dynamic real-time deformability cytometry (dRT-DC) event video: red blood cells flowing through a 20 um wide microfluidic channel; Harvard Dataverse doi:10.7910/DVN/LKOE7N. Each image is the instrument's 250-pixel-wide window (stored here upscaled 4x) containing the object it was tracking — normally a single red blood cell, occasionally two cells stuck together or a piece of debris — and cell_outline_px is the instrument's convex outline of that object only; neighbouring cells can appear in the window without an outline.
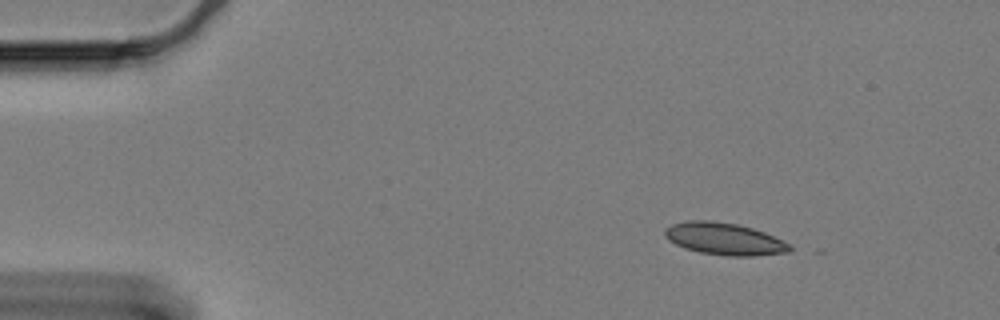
{"species": "Egyptian fruit bat (a non-hibernating species)", "species_latin": "Rousettus aegyptiacus", "temperature_condition": "cold", "stored_images_in_passage": 36, "camera_frame_rate_fps": 3000, "um_per_image_px": 0.085, "animal": {"sex": "female"}, "frame": {"image": 1, "passage_image": 1, "time_ms": 0.0, "image_size_px": [1000, 320], "cell_outline_px": [[792, 252], [752, 256], [728, 256], [700, 252], [684, 248], [668, 240], [664, 236], [664, 228], [672, 224], [688, 220], [712, 220], [736, 224], [752, 228], [764, 232], [788, 244], [792, 248]], "centroid_in_image_um": [61.53, 20.3], "position_along_channel_um": 23.5, "area_um2": 23.35}}
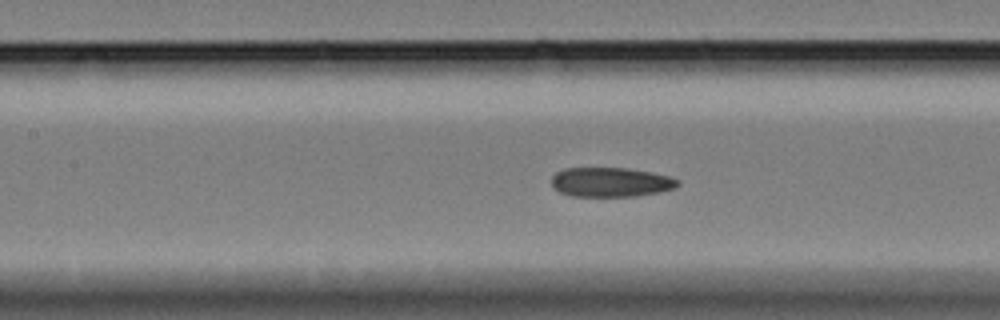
{"frame": {"image": 2, "passage_image": 20, "time_ms": 6.333, "image_size_px": [1000, 320], "cell_outline_px": [[680, 184], [676, 188], [660, 192], [636, 196], [572, 196], [560, 192], [552, 184], [552, 176], [556, 172], [564, 168], [628, 168], [652, 172], [668, 176], [680, 180]], "centroid_in_image_um": [51.95, 15.48], "position_along_channel_um": 155.4, "area_um2": 21.73}}
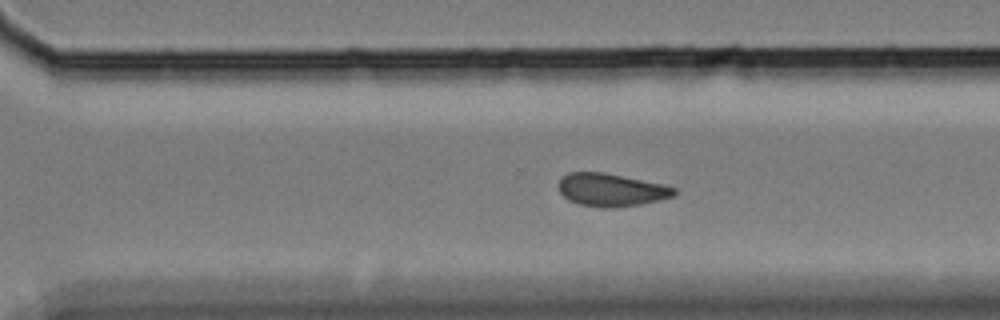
{"frame": {"image": 3, "passage_image": 35, "time_ms": 11.333, "image_size_px": [1000, 320], "cell_outline_px": [[676, 192], [672, 196], [660, 200], [640, 204], [612, 208], [604, 208], [580, 204], [568, 200], [560, 192], [560, 180], [568, 172], [604, 172], [664, 184], [676, 188]], "centroid_in_image_um": [51.97, 16.14], "position_along_channel_um": 318.6, "area_um2": 22.02}}